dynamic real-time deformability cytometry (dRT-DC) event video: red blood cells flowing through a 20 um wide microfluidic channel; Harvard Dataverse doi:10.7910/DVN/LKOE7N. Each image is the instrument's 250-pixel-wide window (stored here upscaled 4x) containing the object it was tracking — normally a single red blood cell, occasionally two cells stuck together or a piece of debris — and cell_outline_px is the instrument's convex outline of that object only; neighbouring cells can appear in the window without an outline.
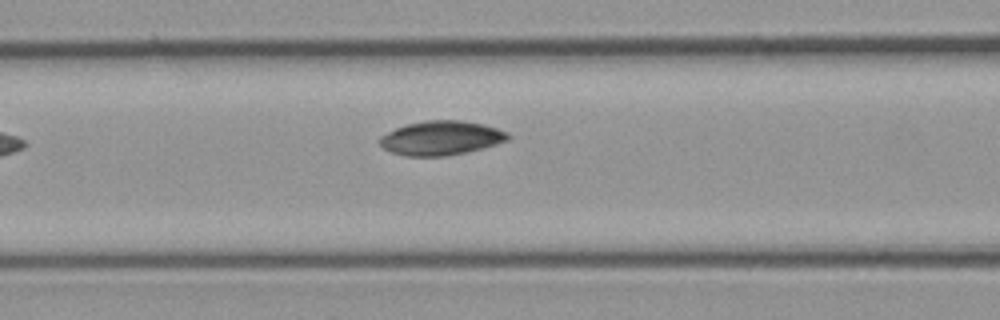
{"species": "common noctule bat (a hibernating species)", "species_latin": "Nyctalus noctula", "temperature_condition": "cold", "stored_images_in_passage": 5, "camera_frame_rate_fps": 3000, "um_per_image_px": 0.085, "animal": {"sex": "male", "body_mass_g": 23.1, "forearm_length_mm": 52.7}, "frame": {"image": 1, "passage_image": 4, "time_ms": 3.667, "image_size_px": [1000, 320], "cell_outline_px": [[512, 136], [508, 140], [496, 144], [448, 156], [404, 156], [392, 152], [384, 148], [380, 144], [380, 136], [396, 128], [408, 124], [428, 120], [460, 120], [484, 124], [508, 132]], "centroid_in_image_um": [37.51, 11.73], "position_along_channel_um": 129.1, "area_um2": 25.37}}